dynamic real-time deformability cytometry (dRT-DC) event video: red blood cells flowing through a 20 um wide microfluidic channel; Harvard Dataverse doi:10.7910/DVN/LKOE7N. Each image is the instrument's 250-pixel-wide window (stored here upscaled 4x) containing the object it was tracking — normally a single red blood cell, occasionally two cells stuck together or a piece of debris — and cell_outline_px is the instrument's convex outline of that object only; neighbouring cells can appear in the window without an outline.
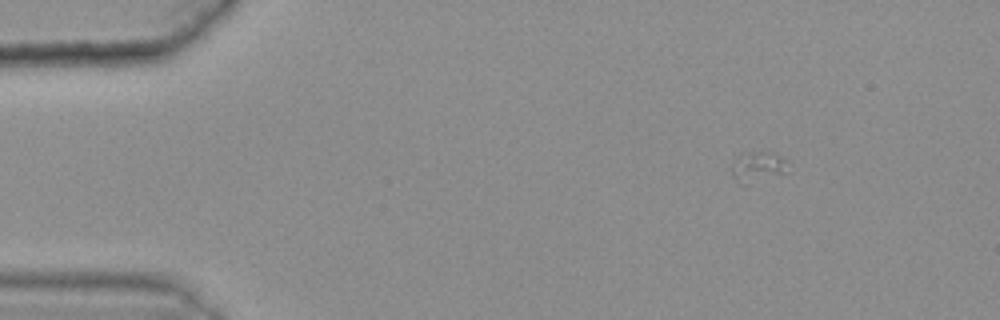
{"species": "common noctule bat (a hibernating species)", "species_latin": "Nyctalus noctula", "temperature_condition": "warm", "stored_images_in_passage": 6, "camera_frame_rate_fps": 3000, "um_per_image_px": 0.085, "animal": {"sex": "female", "body_mass_g": 25.1}, "frame": {"image": 1, "passage_image": 4, "time_ms": 1.0, "image_size_px": [1000, 320], "cell_outline_px": [[788, 172], [744, 184], [740, 184], [732, 176], [732, 164], [736, 156], [740, 152], [772, 152], [788, 160]], "centroid_in_image_um": [64.41, 14.14], "position_along_channel_um": 20.6, "area_um2": 10.06}}